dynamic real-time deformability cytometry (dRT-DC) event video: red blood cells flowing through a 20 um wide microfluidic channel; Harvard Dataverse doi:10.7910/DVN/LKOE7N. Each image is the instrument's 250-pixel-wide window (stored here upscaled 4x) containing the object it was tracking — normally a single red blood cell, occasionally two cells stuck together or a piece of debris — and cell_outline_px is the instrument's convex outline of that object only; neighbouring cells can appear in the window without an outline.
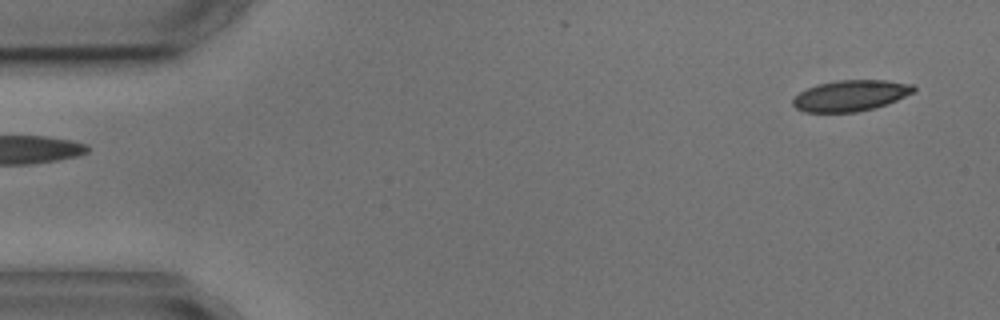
{"species": "common noctule bat (a hibernating species)", "species_latin": "Nyctalus noctula", "temperature_condition": "cold", "stored_images_in_passage": 3, "camera_frame_rate_fps": 3000, "um_per_image_px": 0.085, "animal": {"sex": "male", "body_mass_g": 17.9, "forearm_length_mm": 54.2}, "frame": {"image": 1, "passage_image": 3, "time_ms": 2.667, "image_size_px": [1000, 320], "cell_outline_px": [[916, 88], [912, 92], [896, 100], [872, 108], [856, 112], [804, 112], [796, 108], [792, 104], [792, 100], [800, 92], [816, 84], [840, 80], [884, 80], [912, 84]], "centroid_in_image_um": [72.26, 8.12], "position_along_channel_um": 12.7, "area_um2": 21.5}}